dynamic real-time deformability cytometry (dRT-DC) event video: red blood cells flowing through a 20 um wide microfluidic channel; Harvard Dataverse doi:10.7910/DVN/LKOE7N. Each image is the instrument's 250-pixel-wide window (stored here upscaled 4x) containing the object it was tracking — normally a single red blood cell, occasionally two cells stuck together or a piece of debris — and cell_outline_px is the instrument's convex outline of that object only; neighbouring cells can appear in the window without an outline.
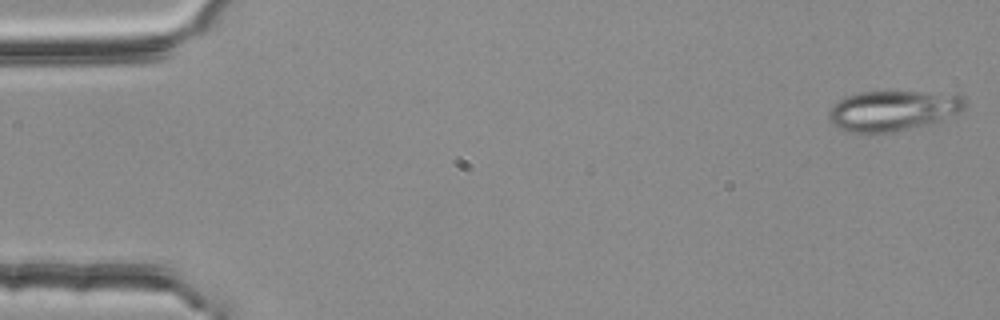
{"species": "common noctule bat (a hibernating species)", "species_latin": "Nyctalus noctula", "temperature_condition": "room temperature", "stored_images_in_passage": 54, "camera_frame_rate_fps": 3000, "um_per_image_px": 0.085, "animal": {"sex": "female", "body_mass_g": 25.1}, "frame": {"image": 1, "passage_image": 1, "time_ms": 0.0, "image_size_px": [1000, 320], "cell_outline_px": [[968, 104], [960, 112], [932, 124], [892, 132], [844, 132], [828, 120], [828, 112], [832, 104], [848, 96], [860, 92], [916, 92], [964, 96]], "centroid_in_image_um": [75.88, 9.42], "position_along_channel_um": 9.1, "area_um2": 31.91}}
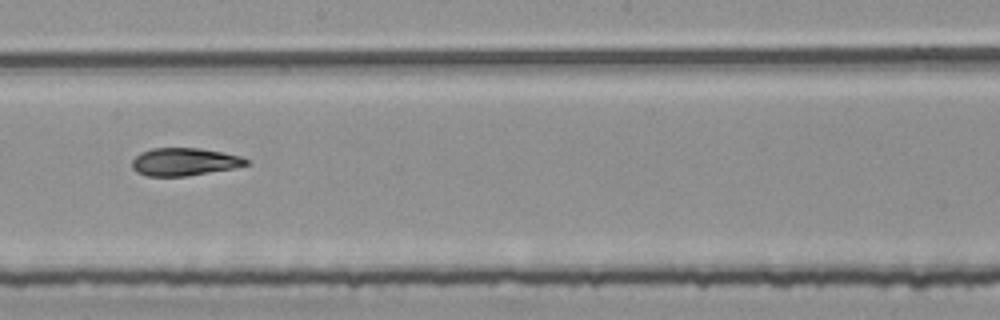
{"frame": {"image": 2, "passage_image": 30, "time_ms": 9.667, "image_size_px": [1000, 320], "cell_outline_px": [[252, 164], [236, 168], [188, 176], [148, 176], [136, 172], [132, 168], [132, 160], [140, 152], [152, 148], [200, 148], [224, 152], [240, 156], [248, 160]], "centroid_in_image_um": [15.7, 13.75], "position_along_channel_um": 232.5, "area_um2": 18.73}}
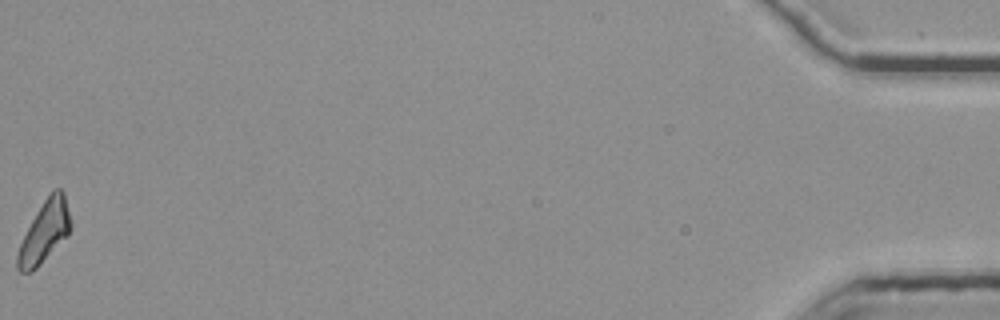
{"frame": {"image": 3, "passage_image": 54, "time_ms": 17.667, "image_size_px": [1000, 320], "cell_outline_px": [[72, 224], [68, 236], [32, 272], [20, 272], [16, 268], [16, 256], [20, 244], [32, 220], [44, 200], [52, 188], [60, 188], [64, 192]], "centroid_in_image_um": [3.8, 19.7], "position_along_channel_um": 431.4, "area_um2": 18.96}, "authors_computed_cell_mechanics": {"area_um2": 19.2185, "velocity_mm_per_s": 3.7821, "shape_relaxation_time_tau1_ms": 6.3544, "shape_relaxation_time_tau2_ms": 3.7845, "deformation_change_tau1": 0.2059, "deformation_change_tau2": 0.1087}}